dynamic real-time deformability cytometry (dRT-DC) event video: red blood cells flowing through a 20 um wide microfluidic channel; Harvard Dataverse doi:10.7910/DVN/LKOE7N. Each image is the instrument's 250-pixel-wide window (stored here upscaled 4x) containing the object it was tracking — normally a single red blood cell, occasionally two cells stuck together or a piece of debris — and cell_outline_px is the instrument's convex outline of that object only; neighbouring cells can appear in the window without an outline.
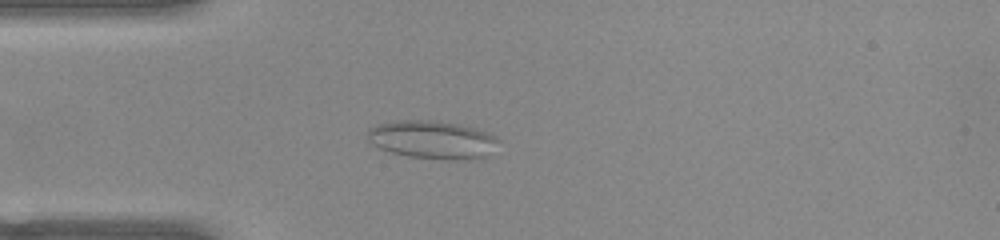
{"species": "common noctule bat (a hibernating species)", "species_latin": "Nyctalus noctula", "temperature_condition": "warm", "stored_images_in_passage": 52, "camera_frame_rate_fps": 3000, "um_per_image_px": 0.085, "animal": {"sex": "female", "body_mass_g": 22.0, "forearm_length_mm": 56.7}, "frame": {"image": 1, "passage_image": 14, "time_ms": 4.333, "image_size_px": [1000, 240], "cell_outline_px": [[500, 140], [488, 156], [472, 160], [448, 160], [408, 156], [392, 152], [380, 148], [372, 144], [368, 140], [368, 128], [376, 124], [396, 120], [432, 120], [456, 124], [472, 128], [496, 136]], "centroid_in_image_um": [36.74, 11.88], "position_along_channel_um": 48.3, "area_um2": 29.13}}
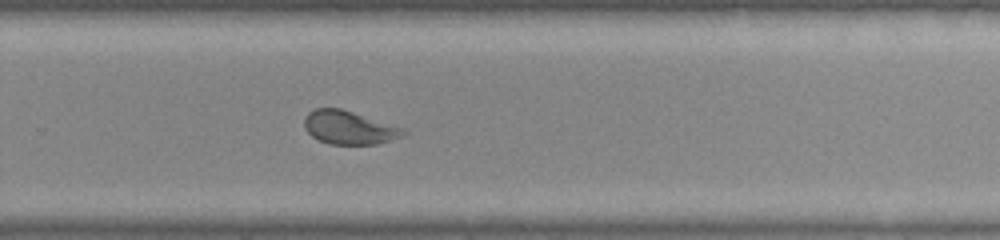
{"frame": {"image": 2, "passage_image": 34, "time_ms": 11.0, "image_size_px": [1000, 240], "cell_outline_px": [[408, 132], [404, 136], [392, 140], [376, 144], [328, 144], [312, 136], [304, 128], [304, 116], [308, 112], [316, 108], [340, 108], [408, 128]], "centroid_in_image_um": [29.73, 10.84], "position_along_channel_um": 300.1, "area_um2": 19.65}}
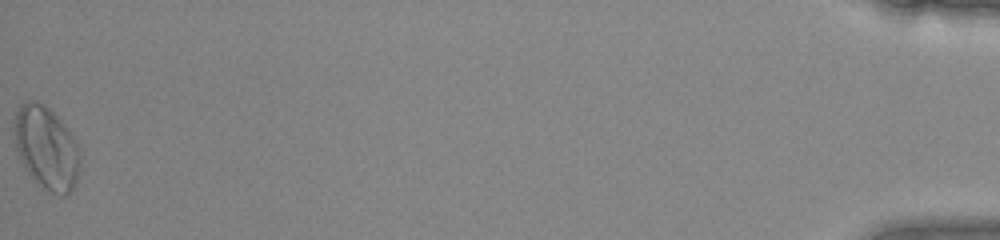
{"frame": {"image": 3, "passage_image": 52, "time_ms": 17.0, "image_size_px": [1000, 240], "cell_outline_px": [[80, 168], [76, 180], [68, 196], [60, 196], [48, 192], [32, 180], [20, 160], [16, 148], [16, 112], [20, 104], [28, 100], [36, 100], [44, 104], [68, 128], [80, 152]], "centroid_in_image_um": [3.96, 12.61], "position_along_channel_um": 431.2, "area_um2": 31.79}, "authors_computed_cell_mechanics": {"area_um2": 22.2819, "velocity_mm_per_s": 3.9412, "shape_relaxation_time_tau1_ms": null, "shape_relaxation_time_tau2_ms": 0.6445, "deformation_change_tau1": null, "deformation_change_tau2": 0.0647}}